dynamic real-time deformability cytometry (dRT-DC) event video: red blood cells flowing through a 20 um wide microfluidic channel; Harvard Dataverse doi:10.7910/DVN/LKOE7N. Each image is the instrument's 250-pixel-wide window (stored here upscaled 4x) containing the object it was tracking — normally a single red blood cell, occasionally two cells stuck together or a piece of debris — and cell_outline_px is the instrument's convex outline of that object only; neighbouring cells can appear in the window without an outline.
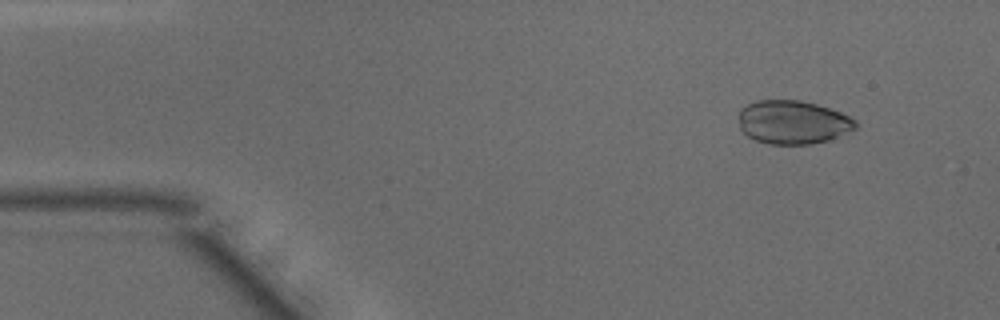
{"species": "common noctule bat (a hibernating species)", "species_latin": "Nyctalus noctula", "temperature_condition": "warm", "stored_images_in_passage": 27, "camera_frame_rate_fps": 3000, "um_per_image_px": 0.085, "animal": {"sex": "male", "body_mass_g": 15.6}, "frame": {"image": 1, "passage_image": 5, "time_ms": 1.333, "image_size_px": [1000, 320], "cell_outline_px": [[856, 128], [828, 140], [812, 144], [768, 144], [756, 140], [748, 136], [740, 128], [740, 108], [756, 100], [800, 100], [816, 104], [840, 112], [856, 120]], "centroid_in_image_um": [67.38, 10.38], "position_along_channel_um": 17.6, "area_um2": 29.48}}
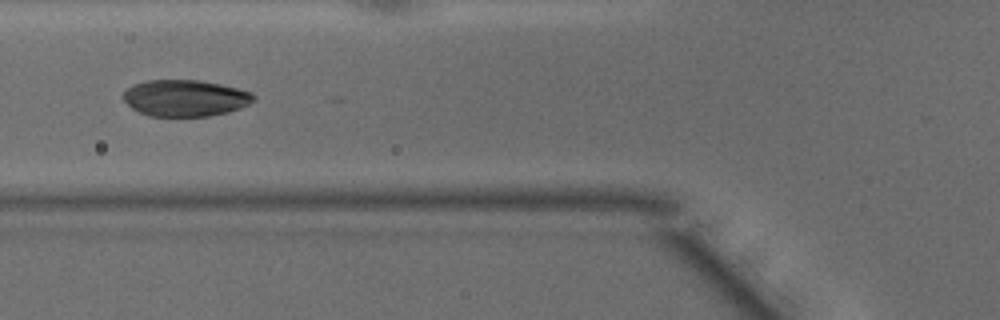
{"frame": {"image": 2, "passage_image": 18, "time_ms": 5.667, "image_size_px": [1000, 320], "cell_outline_px": [[256, 100], [240, 108], [228, 112], [208, 116], [148, 116], [132, 108], [120, 96], [128, 88], [136, 84], [148, 80], [200, 80], [220, 84], [252, 92], [256, 96]], "centroid_in_image_um": [15.75, 8.34], "position_along_channel_um": 110.0, "area_um2": 27.74}}
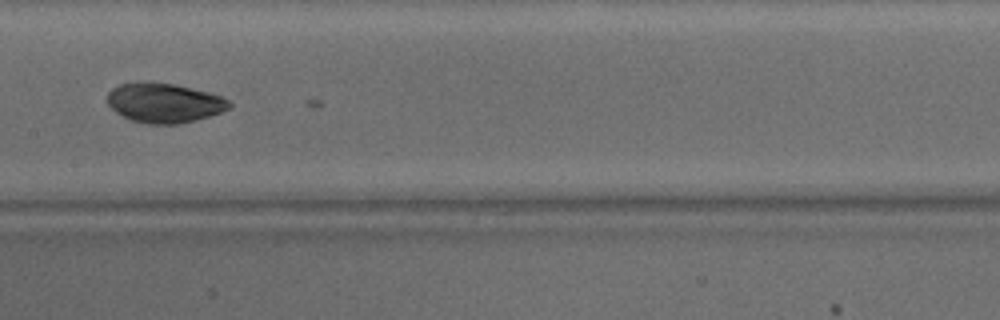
{"frame": {"image": 3, "passage_image": 24, "time_ms": 7.667, "image_size_px": [1000, 320], "cell_outline_px": [[232, 108], [196, 120], [176, 124], [148, 124], [132, 120], [116, 112], [108, 104], [108, 92], [112, 88], [120, 84], [136, 80], [152, 80], [172, 84], [208, 92], [220, 96], [228, 100], [232, 104]], "centroid_in_image_um": [13.93, 8.72], "position_along_channel_um": 193.5, "area_um2": 28.32}}